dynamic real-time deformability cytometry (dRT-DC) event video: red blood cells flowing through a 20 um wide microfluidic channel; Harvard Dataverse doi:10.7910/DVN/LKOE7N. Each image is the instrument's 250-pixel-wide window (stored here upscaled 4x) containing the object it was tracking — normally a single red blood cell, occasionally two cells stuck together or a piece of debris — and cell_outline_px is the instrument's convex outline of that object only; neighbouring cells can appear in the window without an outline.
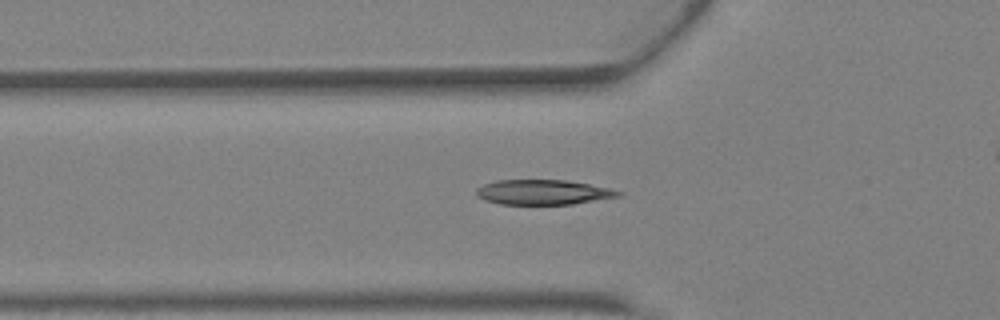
{"species": "Egyptian fruit bat (a non-hibernating species)", "species_latin": "Rousettus aegyptiacus", "temperature_condition": "warm", "stored_images_in_passage": 39, "camera_frame_rate_fps": 3000, "um_per_image_px": 0.085, "animal": {"sex": "female"}, "frame": {"image": 1, "passage_image": 16, "time_ms": 5.0, "image_size_px": [1000, 320], "cell_outline_px": [[624, 192], [620, 196], [572, 204], [500, 204], [484, 200], [476, 196], [476, 188], [484, 184], [496, 180], [564, 180], [588, 184], [608, 188]], "centroid_in_image_um": [46.12, 16.34], "position_along_channel_um": 79.7, "area_um2": 20.52}}
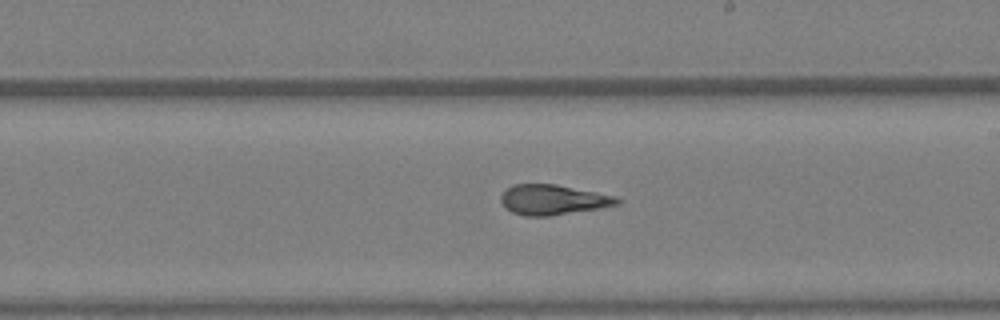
{"frame": {"image": 2, "passage_image": 26, "time_ms": 8.333, "image_size_px": [1000, 320], "cell_outline_px": [[624, 200], [620, 204], [600, 208], [548, 216], [524, 216], [512, 212], [504, 208], [500, 200], [500, 196], [512, 184], [556, 184], [596, 192], [612, 196]], "centroid_in_image_um": [46.98, 16.98], "position_along_channel_um": 242.0, "area_um2": 20.4}}
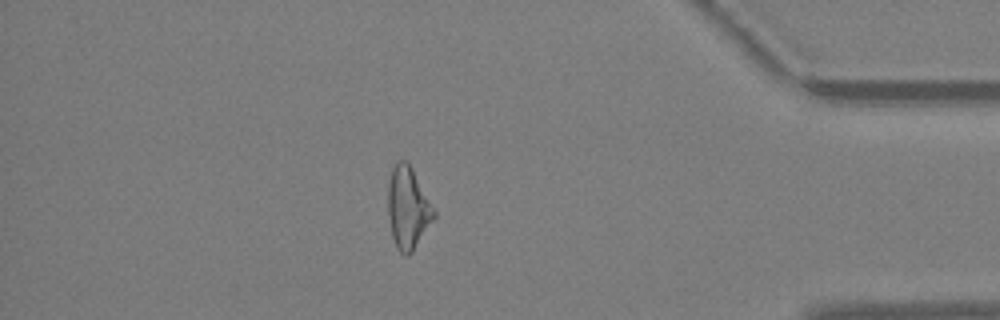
{"frame": {"image": 3, "passage_image": 38, "time_ms": 12.333, "image_size_px": [1000, 320], "cell_outline_px": [[436, 216], [412, 252], [408, 256], [404, 256], [396, 248], [392, 236], [388, 216], [388, 180], [392, 168], [400, 160], [404, 160], [412, 168], [436, 212]], "centroid_in_image_um": [34.66, 17.7], "position_along_channel_um": 400.5, "area_um2": 21.85}}